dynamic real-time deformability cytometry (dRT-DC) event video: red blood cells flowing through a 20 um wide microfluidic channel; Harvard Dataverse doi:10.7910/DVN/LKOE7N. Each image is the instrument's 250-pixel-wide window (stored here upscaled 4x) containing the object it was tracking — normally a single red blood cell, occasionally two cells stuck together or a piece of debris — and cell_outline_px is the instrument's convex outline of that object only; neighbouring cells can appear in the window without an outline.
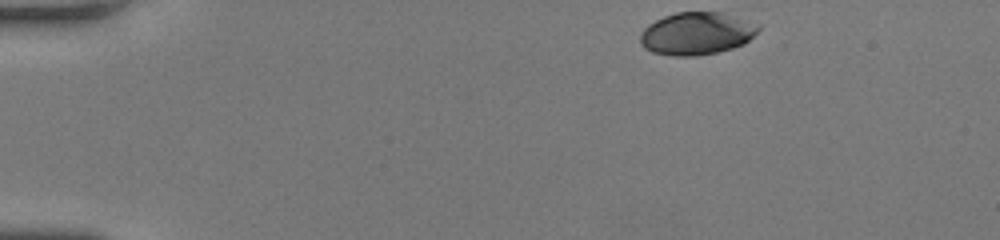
{"species": "human", "species_latin": "Homo sapiens", "temperature_condition": "room temperature", "stored_images_in_passage": 44, "camera_frame_rate_fps": 3000, "um_per_image_px": 0.085, "donor": {"sex": "female"}, "frame": {"image": 1, "passage_image": 1, "time_ms": 0.0, "image_size_px": [1000, 240], "cell_outline_px": [[760, 28], [744, 44], [732, 48], [716, 52], [696, 56], [672, 56], [652, 52], [644, 48], [640, 44], [640, 32], [648, 24], [664, 16], [676, 12], [720, 12], [760, 24]], "centroid_in_image_um": [59.18, 2.85], "position_along_channel_um": 25.8, "area_um2": 29.3}}
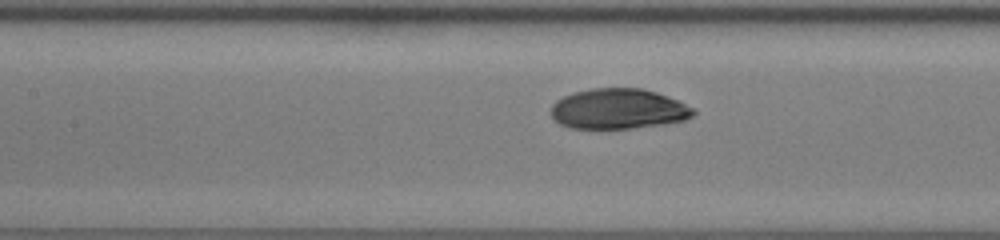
{"frame": {"image": 2, "passage_image": 18, "time_ms": 5.667, "image_size_px": [1000, 240], "cell_outline_px": [[696, 112], [692, 116], [684, 120], [664, 124], [632, 128], [568, 128], [560, 124], [552, 116], [552, 104], [556, 100], [572, 92], [592, 88], [640, 88], [656, 92], [676, 100], [692, 108]], "centroid_in_image_um": [52.53, 9.25], "position_along_channel_um": 154.9, "area_um2": 33.23}}
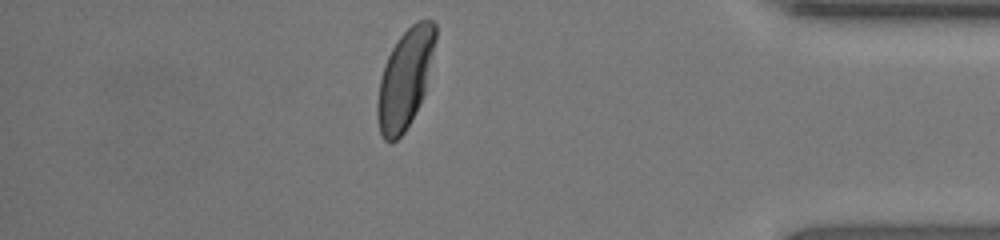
{"frame": {"image": 3, "passage_image": 38, "time_ms": 12.333, "image_size_px": [1000, 240], "cell_outline_px": [[436, 40], [424, 92], [420, 104], [404, 132], [392, 144], [384, 140], [380, 132], [376, 116], [376, 104], [380, 80], [384, 64], [396, 40], [416, 20], [432, 20], [436, 24]], "centroid_in_image_um": [34.41, 6.7], "position_along_channel_um": 400.8, "area_um2": 33.35}, "authors_computed_cell_mechanics": {"area_um2": 33.7552, "velocity_mm_per_s": 4.1573, "shape_relaxation_time_tau1_ms": 2.8509, "shape_relaxation_time_tau2_ms": null, "deformation_change_tau1": 0.167, "deformation_change_tau2": null}}